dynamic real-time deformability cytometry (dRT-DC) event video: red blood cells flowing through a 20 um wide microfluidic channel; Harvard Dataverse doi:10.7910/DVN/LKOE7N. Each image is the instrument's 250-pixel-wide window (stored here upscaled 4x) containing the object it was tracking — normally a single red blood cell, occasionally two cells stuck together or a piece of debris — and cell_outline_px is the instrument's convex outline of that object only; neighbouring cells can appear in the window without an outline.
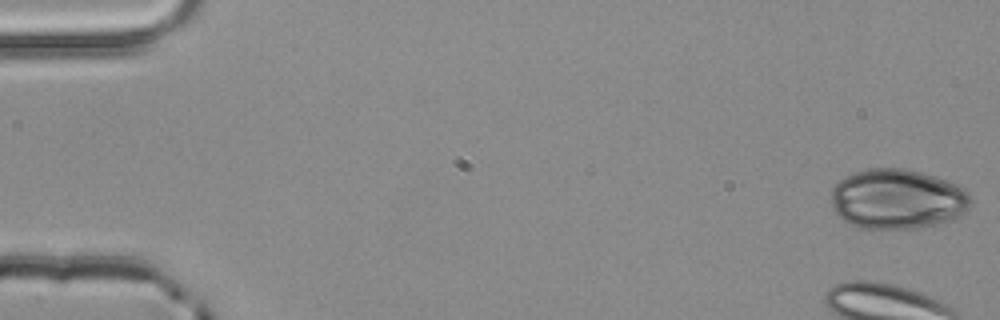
{"species": "common noctule bat (a hibernating species)", "species_latin": "Nyctalus noctula", "temperature_condition": "room temperature", "stored_images_in_passage": 4, "camera_frame_rate_fps": 3000, "um_per_image_px": 0.085, "animal": {"sex": "male", "body_mass_g": 20.4}, "frame": {"image": 1, "passage_image": 1, "time_ms": 0.0, "image_size_px": [1000, 320], "cell_outline_px": [[972, 204], [960, 216], [952, 220], [936, 224], [916, 228], [860, 228], [848, 224], [832, 208], [832, 188], [844, 176], [868, 168], [904, 168], [920, 172], [944, 180], [964, 188], [968, 192], [972, 200]], "centroid_in_image_um": [76.28, 16.92], "position_along_channel_um": 8.7, "area_um2": 48.73}}